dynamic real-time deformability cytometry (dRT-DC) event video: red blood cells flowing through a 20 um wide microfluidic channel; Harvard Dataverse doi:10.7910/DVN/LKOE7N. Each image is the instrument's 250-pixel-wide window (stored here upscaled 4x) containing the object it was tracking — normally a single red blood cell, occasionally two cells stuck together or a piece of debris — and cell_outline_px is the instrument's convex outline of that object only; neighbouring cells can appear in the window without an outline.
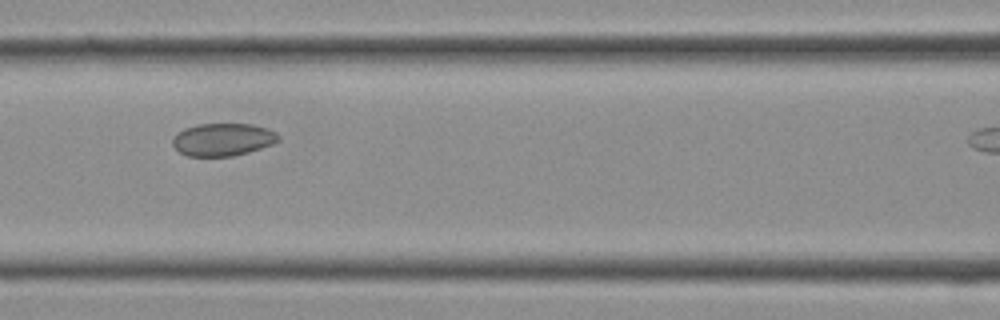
{"species": "Egyptian fruit bat (a non-hibernating species)", "species_latin": "Rousettus aegyptiacus", "temperature_condition": "cold", "stored_images_in_passage": 15, "camera_frame_rate_fps": 3000, "um_per_image_px": 0.085, "frame": {"image": 1, "passage_image": 9, "time_ms": 2.667, "image_size_px": [1000, 320], "cell_outline_px": [[280, 140], [272, 144], [248, 152], [232, 156], [188, 156], [180, 152], [172, 144], [172, 140], [184, 128], [200, 124], [252, 124], [268, 128], [276, 132], [280, 136]], "centroid_in_image_um": [18.98, 11.86], "position_along_channel_um": 147.6, "area_um2": 20.0}}
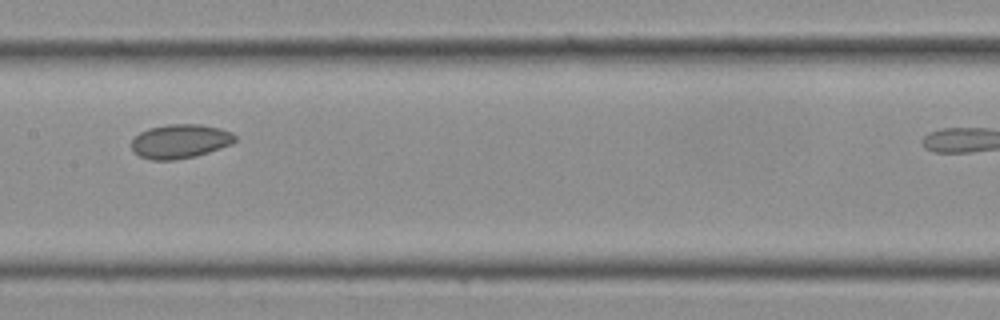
{"frame": {"image": 2, "passage_image": 11, "time_ms": 3.333, "image_size_px": [1000, 320], "cell_outline_px": [[236, 140], [232, 144], [196, 156], [172, 160], [152, 160], [140, 156], [132, 148], [132, 140], [140, 132], [148, 128], [168, 124], [200, 124], [220, 128], [232, 132], [236, 136]], "centroid_in_image_um": [15.33, 12.0], "position_along_channel_um": 192.1, "area_um2": 20.52}}